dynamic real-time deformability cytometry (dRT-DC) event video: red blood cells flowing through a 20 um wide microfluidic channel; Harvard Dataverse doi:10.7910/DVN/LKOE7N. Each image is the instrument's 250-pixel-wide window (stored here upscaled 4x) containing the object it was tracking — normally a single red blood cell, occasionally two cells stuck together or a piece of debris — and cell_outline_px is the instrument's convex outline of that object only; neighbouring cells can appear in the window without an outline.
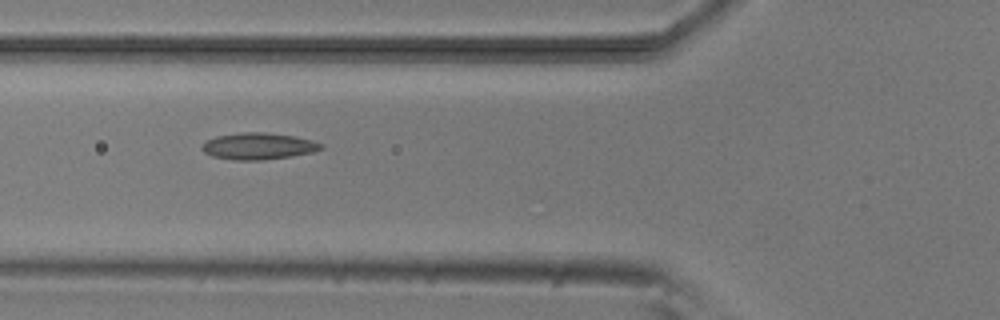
{"species": "common noctule bat (a hibernating species)", "species_latin": "Nyctalus noctula", "temperature_condition": "room temperature", "stored_images_in_passage": 7, "camera_frame_rate_fps": 3000, "um_per_image_px": 0.085, "animal": {"sex": "male", "body_mass_g": 20.5, "forearm_length_mm": 52.5}, "frame": {"image": 1, "passage_image": 6, "time_ms": 5.667, "image_size_px": [1000, 320], "cell_outline_px": [[324, 148], [312, 152], [292, 156], [264, 160], [236, 160], [212, 156], [204, 152], [200, 148], [204, 140], [216, 136], [244, 132], [264, 132], [296, 136], [312, 140], [324, 144]], "centroid_in_image_um": [21.96, 12.42], "position_along_channel_um": 103.8, "area_um2": 18.67}}
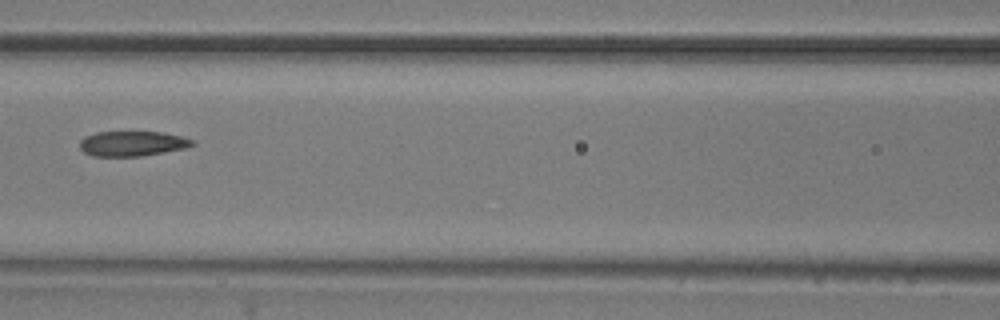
{"frame": {"image": 2, "passage_image": 7, "time_ms": 7.0, "image_size_px": [1000, 320], "cell_outline_px": [[196, 144], [184, 148], [164, 152], [140, 156], [92, 156], [84, 152], [80, 148], [80, 140], [84, 136], [96, 132], [164, 132], [196, 140]], "centroid_in_image_um": [11.25, 12.2], "position_along_channel_um": 155.4, "area_um2": 16.47}}